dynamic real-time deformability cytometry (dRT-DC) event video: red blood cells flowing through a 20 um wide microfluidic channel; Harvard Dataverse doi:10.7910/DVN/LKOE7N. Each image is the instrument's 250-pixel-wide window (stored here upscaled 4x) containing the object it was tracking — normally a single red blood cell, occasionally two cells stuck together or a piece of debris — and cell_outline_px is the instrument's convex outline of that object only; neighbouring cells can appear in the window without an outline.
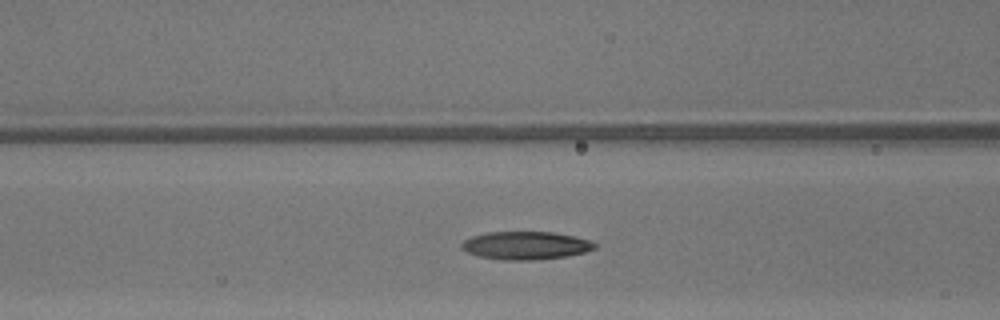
{"species": "common noctule bat (a hibernating species)", "species_latin": "Nyctalus noctula", "temperature_condition": "warm", "stored_images_in_passage": 29, "camera_frame_rate_fps": 3000, "um_per_image_px": 0.085, "animal": {"sex": "male", "body_mass_g": 13.3}, "frame": {"image": 1, "passage_image": 11, "time_ms": 3.333, "image_size_px": [1000, 320], "cell_outline_px": [[596, 248], [584, 252], [568, 256], [536, 260], [504, 260], [476, 256], [460, 248], [460, 244], [464, 240], [472, 236], [488, 232], [552, 232], [576, 236], [592, 240], [596, 244]], "centroid_in_image_um": [44.69, 20.87], "position_along_channel_um": 121.9, "area_um2": 21.96}}
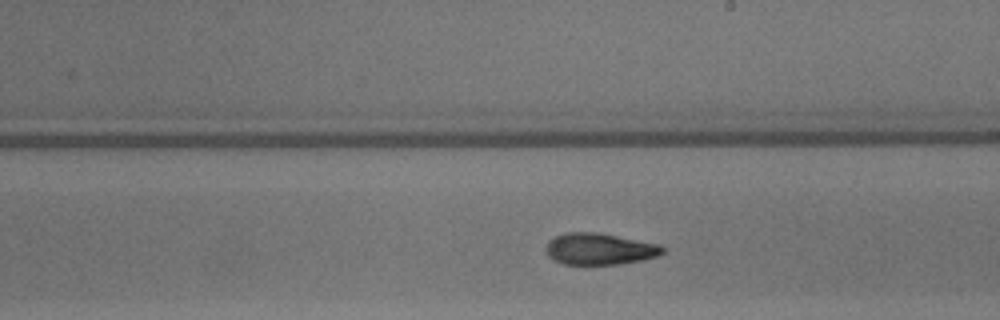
{"frame": {"image": 2, "passage_image": 19, "time_ms": 6.0, "image_size_px": [1000, 320], "cell_outline_px": [[664, 252], [660, 256], [644, 260], [620, 264], [564, 264], [548, 256], [548, 240], [556, 236], [568, 232], [596, 232], [656, 244], [664, 248]], "centroid_in_image_um": [50.99, 21.17], "position_along_channel_um": 238.0, "area_um2": 21.1}}
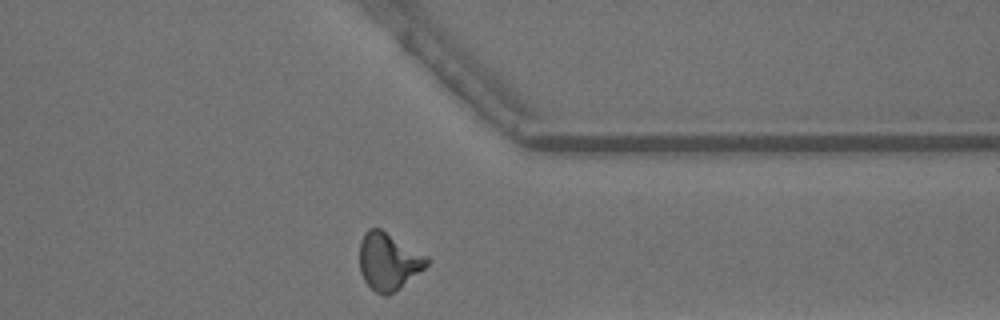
{"frame": {"image": 3, "passage_image": 29, "time_ms": 9.333, "image_size_px": [1000, 320], "cell_outline_px": [[428, 264], [424, 268], [400, 288], [388, 296], [384, 296], [376, 292], [364, 280], [360, 272], [360, 240], [364, 232], [368, 228], [380, 228], [428, 256]], "centroid_in_image_um": [33.0, 22.21], "position_along_channel_um": 378.4, "area_um2": 22.37}, "authors_computed_cell_mechanics": {"area_um2": 21.4438, "velocity_mm_per_s": 4.3559, "shape_relaxation_time_tau1_ms": 5.0018, "shape_relaxation_time_tau2_ms": 3.2284, "deformation_change_tau1": 0.218, "deformation_change_tau2": 0.1262}}